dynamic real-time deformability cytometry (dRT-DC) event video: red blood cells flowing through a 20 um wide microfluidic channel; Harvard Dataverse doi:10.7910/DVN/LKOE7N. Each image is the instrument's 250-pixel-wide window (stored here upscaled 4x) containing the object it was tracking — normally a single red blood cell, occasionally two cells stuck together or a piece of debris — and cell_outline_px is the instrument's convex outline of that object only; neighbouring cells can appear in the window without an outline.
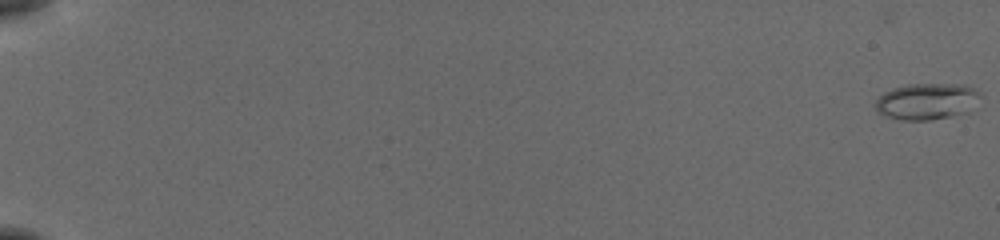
{"species": "common noctule bat (a hibernating species)", "species_latin": "Nyctalus noctula", "temperature_condition": "cold", "stored_images_in_passage": 2, "camera_frame_rate_fps": 3000, "um_per_image_px": 0.085, "animal": {"sex": "female", "body_mass_g": 19.5, "forearm_length_mm": 54.1}, "frame": {"image": 1, "passage_image": 2, "time_ms": 0.333, "image_size_px": [1000, 240], "cell_outline_px": [[984, 96], [968, 112], [952, 116], [928, 120], [904, 120], [888, 116], [880, 112], [872, 104], [884, 92], [892, 88], [908, 84], [960, 84], [972, 88], [980, 92]], "centroid_in_image_um": [78.82, 8.61], "position_along_channel_um": 6.2, "area_um2": 22.37}}